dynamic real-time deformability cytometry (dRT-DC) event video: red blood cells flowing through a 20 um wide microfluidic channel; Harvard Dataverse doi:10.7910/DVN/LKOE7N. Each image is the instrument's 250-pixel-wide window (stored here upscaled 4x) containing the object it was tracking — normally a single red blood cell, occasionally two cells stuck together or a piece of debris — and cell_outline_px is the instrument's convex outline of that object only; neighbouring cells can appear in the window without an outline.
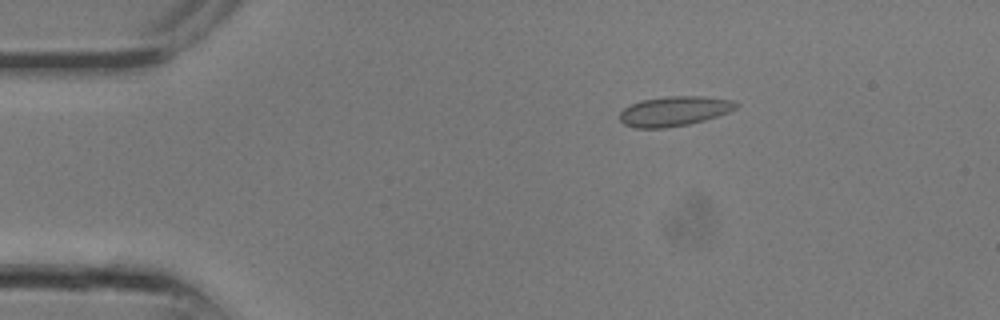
{"species": "common noctule bat (a hibernating species)", "species_latin": "Nyctalus noctula", "temperature_condition": "room temperature", "stored_images_in_passage": 10, "camera_frame_rate_fps": 3000, "um_per_image_px": 0.085, "animal": {"sex": "male", "body_mass_g": 13.3}, "frame": {"image": 1, "passage_image": 5, "time_ms": 1.333, "image_size_px": [1000, 320], "cell_outline_px": [[740, 104], [736, 108], [728, 112], [704, 120], [688, 124], [664, 128], [636, 128], [624, 124], [620, 120], [620, 112], [624, 108], [640, 100], [668, 96], [704, 96], [732, 100]], "centroid_in_image_um": [57.31, 9.44], "position_along_channel_um": 27.7, "area_um2": 20.11}}
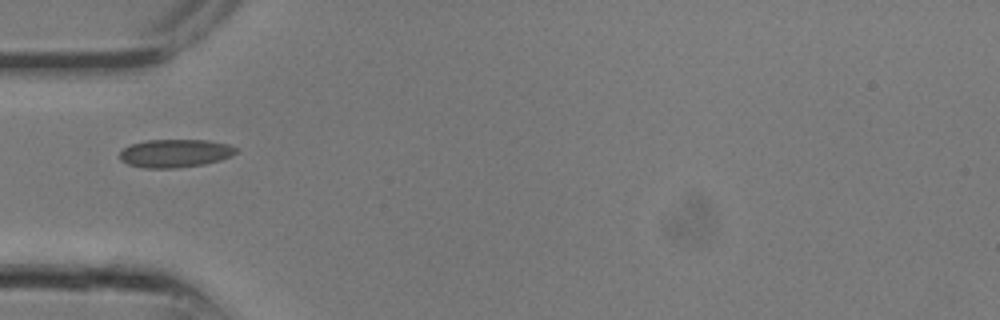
{"frame": {"image": 2, "passage_image": 9, "time_ms": 2.667, "image_size_px": [1000, 320], "cell_outline_px": [[236, 152], [232, 156], [220, 160], [204, 164], [176, 168], [144, 168], [128, 164], [120, 160], [120, 152], [124, 148], [132, 144], [148, 140], [208, 140], [228, 144], [236, 148]], "centroid_in_image_um": [14.89, 13.03], "position_along_channel_um": 70.1, "area_um2": 19.02}}